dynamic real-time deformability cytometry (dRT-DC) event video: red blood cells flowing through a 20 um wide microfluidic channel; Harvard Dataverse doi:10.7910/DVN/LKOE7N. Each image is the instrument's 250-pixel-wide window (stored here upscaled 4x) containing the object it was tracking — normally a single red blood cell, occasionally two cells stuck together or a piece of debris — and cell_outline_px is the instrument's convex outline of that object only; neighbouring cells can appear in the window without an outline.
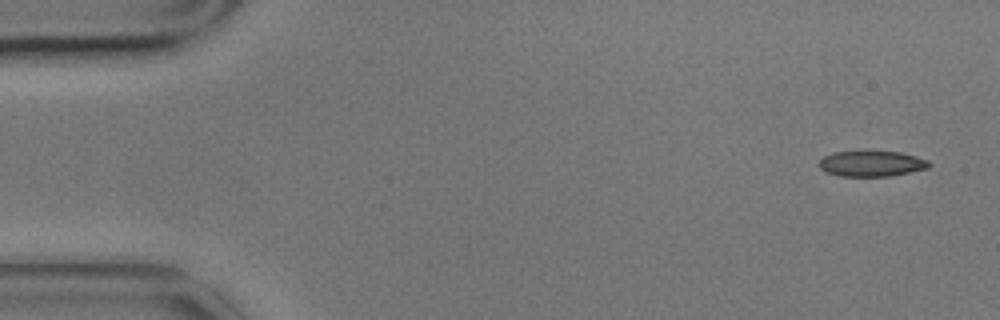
{"species": "common noctule bat (a hibernating species)", "species_latin": "Nyctalus noctula", "temperature_condition": "cold", "stored_images_in_passage": 3, "camera_frame_rate_fps": 3000, "um_per_image_px": 0.085, "animal": {"sex": "male", "body_mass_g": 17.9}, "frame": {"image": 1, "passage_image": 1, "time_ms": 0.0, "image_size_px": [1000, 320], "cell_outline_px": [[932, 164], [928, 168], [892, 176], [840, 176], [828, 172], [820, 168], [820, 160], [824, 156], [832, 152], [900, 152], [916, 156], [928, 160]], "centroid_in_image_um": [74.12, 13.91], "position_along_channel_um": 10.9, "area_um2": 16.24}}